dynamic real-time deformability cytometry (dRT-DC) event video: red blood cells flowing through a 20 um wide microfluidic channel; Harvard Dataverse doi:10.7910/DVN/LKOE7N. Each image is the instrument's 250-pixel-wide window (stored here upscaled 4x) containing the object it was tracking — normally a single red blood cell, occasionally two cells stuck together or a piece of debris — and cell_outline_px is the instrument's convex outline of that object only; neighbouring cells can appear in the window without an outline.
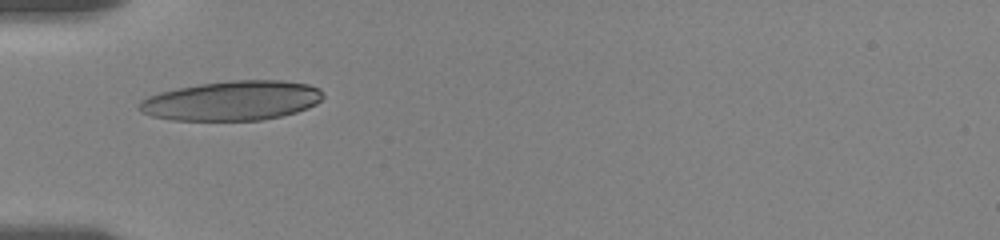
{"species": "human", "species_latin": "Homo sapiens", "temperature_condition": "room temperature", "stored_images_in_passage": 44, "camera_frame_rate_fps": 3000, "um_per_image_px": 0.085, "donor": {"sex": "female"}, "frame": {"image": 1, "passage_image": 1, "time_ms": 0.0, "image_size_px": [1000, 240], "cell_outline_px": [[324, 96], [316, 104], [308, 108], [296, 112], [280, 116], [260, 120], [172, 120], [152, 116], [140, 112], [136, 108], [136, 104], [140, 100], [148, 96], [160, 92], [176, 88], [200, 84], [232, 80], [284, 80], [308, 84], [320, 88]], "centroid_in_image_um": [19.69, 8.55], "position_along_channel_um": 65.3, "area_um2": 42.66}}
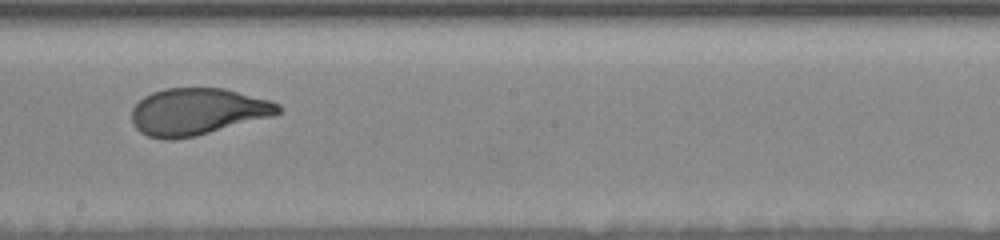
{"frame": {"image": 2, "passage_image": 26, "time_ms": 4.667, "image_size_px": [1000, 240], "cell_outline_px": [[280, 112], [276, 116], [196, 136], [148, 136], [140, 132], [132, 124], [132, 108], [144, 96], [152, 92], [164, 88], [224, 88], [272, 100], [280, 104]], "centroid_in_image_um": [16.86, 9.45], "position_along_channel_um": 231.3, "area_um2": 39.71}}
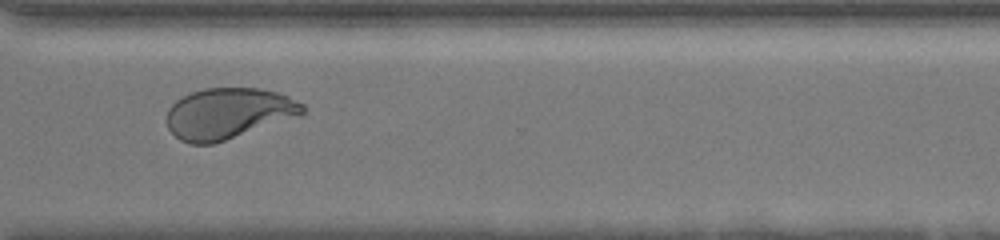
{"frame": {"image": 3, "passage_image": 43, "time_ms": 8.0, "image_size_px": [1000, 240], "cell_outline_px": [[304, 116], [212, 144], [192, 144], [180, 140], [168, 128], [168, 108], [176, 100], [192, 92], [204, 88], [260, 88], [276, 92], [288, 96], [304, 104]], "centroid_in_image_um": [19.46, 9.64], "position_along_channel_um": 351.1, "area_um2": 40.52}}